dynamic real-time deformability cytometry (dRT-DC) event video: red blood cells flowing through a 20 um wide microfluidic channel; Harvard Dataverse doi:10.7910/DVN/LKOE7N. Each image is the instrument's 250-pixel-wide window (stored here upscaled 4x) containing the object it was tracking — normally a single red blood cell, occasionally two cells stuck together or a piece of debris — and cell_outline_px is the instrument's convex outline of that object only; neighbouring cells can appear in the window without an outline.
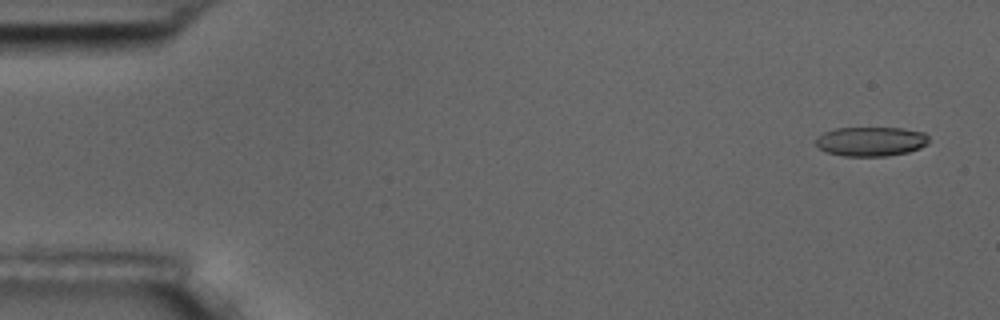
{"species": "common noctule bat (a hibernating species)", "species_latin": "Nyctalus noctula", "temperature_condition": "room temperature", "stored_images_in_passage": 5, "camera_frame_rate_fps": 3000, "um_per_image_px": 0.085, "animal": {"sex": "male", "body_mass_g": 17.5, "forearm_length_mm": 52.3}, "frame": {"image": 1, "passage_image": 1, "time_ms": 0.0, "image_size_px": [1000, 320], "cell_outline_px": [[928, 144], [920, 148], [908, 152], [888, 156], [844, 156], [824, 152], [816, 144], [816, 140], [824, 132], [836, 128], [904, 128], [924, 132], [928, 136]], "centroid_in_image_um": [74.05, 12.02], "position_along_channel_um": 10.9, "area_um2": 19.42}}